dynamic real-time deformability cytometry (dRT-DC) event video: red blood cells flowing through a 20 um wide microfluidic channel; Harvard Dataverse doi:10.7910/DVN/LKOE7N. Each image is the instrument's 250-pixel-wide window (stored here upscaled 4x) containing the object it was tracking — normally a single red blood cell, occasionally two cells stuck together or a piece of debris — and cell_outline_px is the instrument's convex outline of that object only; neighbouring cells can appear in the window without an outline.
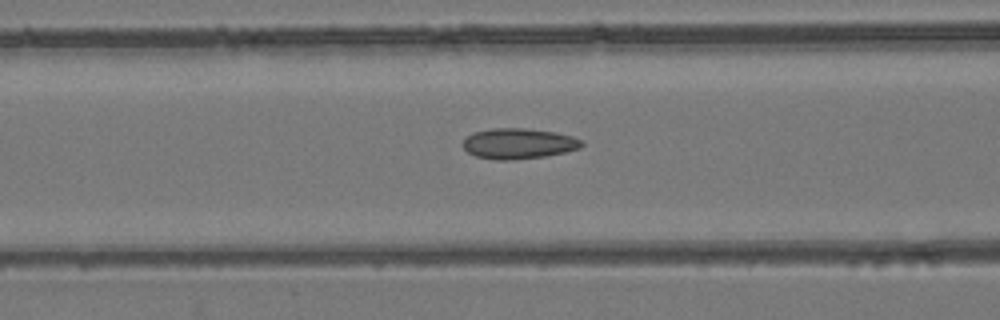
{"species": "common noctule bat (a hibernating species)", "species_latin": "Nyctalus noctula", "temperature_condition": "room temperature", "stored_images_in_passage": 48, "camera_frame_rate_fps": 3000, "um_per_image_px": 0.085, "animal": {"sex": "female", "body_mass_g": 24.6, "forearm_length_mm": 56.2}, "frame": {"image": 1, "passage_image": 16, "time_ms": 5.0, "image_size_px": [1000, 320], "cell_outline_px": [[584, 144], [580, 148], [564, 152], [544, 156], [508, 160], [496, 160], [476, 156], [468, 152], [464, 148], [464, 140], [472, 132], [492, 128], [524, 128], [556, 132], [572, 136], [584, 140]], "centroid_in_image_um": [44.1, 12.19], "position_along_channel_um": 122.5, "area_um2": 21.1}}
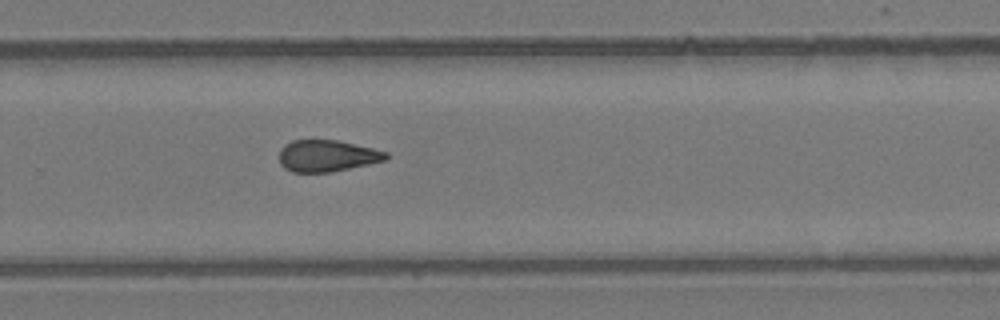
{"frame": {"image": 2, "passage_image": 30, "time_ms": 9.667, "image_size_px": [1000, 320], "cell_outline_px": [[388, 160], [332, 172], [292, 172], [284, 168], [280, 164], [280, 148], [284, 144], [292, 140], [340, 140], [388, 152]], "centroid_in_image_um": [27.81, 13.24], "position_along_channel_um": 302.0, "area_um2": 19.88}}
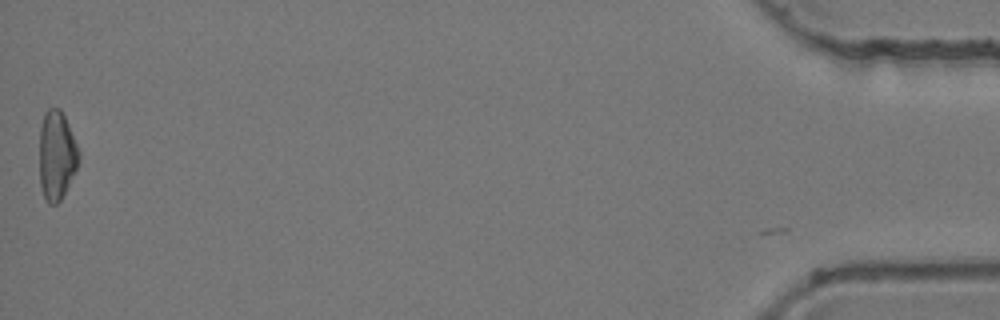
{"frame": {"image": 3, "passage_image": 48, "time_ms": 15.667, "image_size_px": [1000, 320], "cell_outline_px": [[80, 160], [60, 200], [56, 204], [48, 204], [44, 196], [40, 184], [40, 128], [44, 112], [48, 108], [60, 108], [68, 124], [80, 152]], "centroid_in_image_um": [4.81, 13.18], "position_along_channel_um": 430.4, "area_um2": 20.23}, "authors_computed_cell_mechanics": {"area_um2": 20.2878, "velocity_mm_per_s": 3.8621, "shape_relaxation_time_tau1_ms": null, "shape_relaxation_time_tau2_ms": 2.5011, "deformation_change_tau1": null, "deformation_change_tau2": 0.0909}}